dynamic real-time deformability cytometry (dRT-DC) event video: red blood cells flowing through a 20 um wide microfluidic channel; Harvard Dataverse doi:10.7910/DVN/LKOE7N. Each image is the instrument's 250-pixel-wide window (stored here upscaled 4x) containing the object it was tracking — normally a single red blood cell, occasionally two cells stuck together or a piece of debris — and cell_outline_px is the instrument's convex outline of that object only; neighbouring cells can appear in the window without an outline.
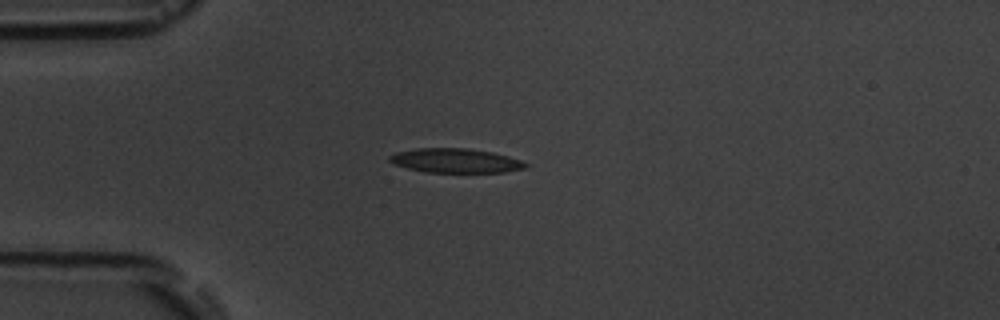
{"species": "common noctule bat (a hibernating species)", "species_latin": "Nyctalus noctula", "temperature_condition": "room temperature", "stored_images_in_passage": 1, "camera_frame_rate_fps": 3000, "um_per_image_px": 0.085, "animal": {"sex": "male", "body_mass_g": 19.5, "forearm_length_mm": 54.6}, "frame": {"image": 1, "passage_image": 1, "time_ms": 0.0, "image_size_px": [1000, 320], "cell_outline_px": [[528, 164], [524, 168], [504, 172], [424, 172], [392, 164], [388, 160], [388, 156], [396, 152], [416, 148], [468, 148], [492, 152], [508, 156], [520, 160]], "centroid_in_image_um": [38.66, 13.65], "position_along_channel_um": 46.3, "area_um2": 19.25}}